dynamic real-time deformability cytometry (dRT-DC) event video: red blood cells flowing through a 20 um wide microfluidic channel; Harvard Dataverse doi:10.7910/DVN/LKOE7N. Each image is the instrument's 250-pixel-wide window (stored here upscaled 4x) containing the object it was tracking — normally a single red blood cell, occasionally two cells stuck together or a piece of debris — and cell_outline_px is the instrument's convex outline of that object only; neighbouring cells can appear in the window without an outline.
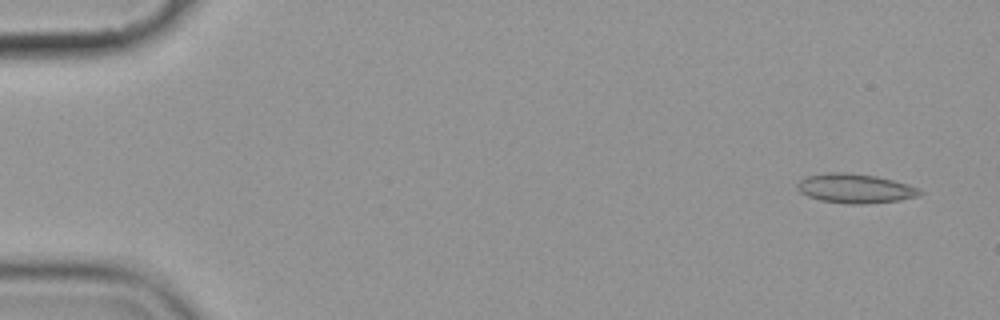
{"species": "common noctule bat (a hibernating species)", "species_latin": "Nyctalus noctula", "temperature_condition": "cold", "stored_images_in_passage": 6, "segment_of_instrument_passage": [1, 2], "camera_frame_rate_fps": 3000, "um_per_image_px": 0.085, "animal": {"sex": "female", "body_mass_g": 19.9}, "frame": {"image": 1, "passage_image": 1, "time_ms": 0.0, "image_size_px": [1000, 320], "cell_outline_px": [[924, 192], [920, 196], [900, 200], [860, 204], [848, 204], [820, 200], [808, 196], [800, 192], [796, 188], [796, 184], [800, 180], [808, 176], [828, 172], [848, 172], [876, 176], [908, 184], [920, 188]], "centroid_in_image_um": [72.71, 16.01], "position_along_channel_um": 12.3, "area_um2": 21.04}}
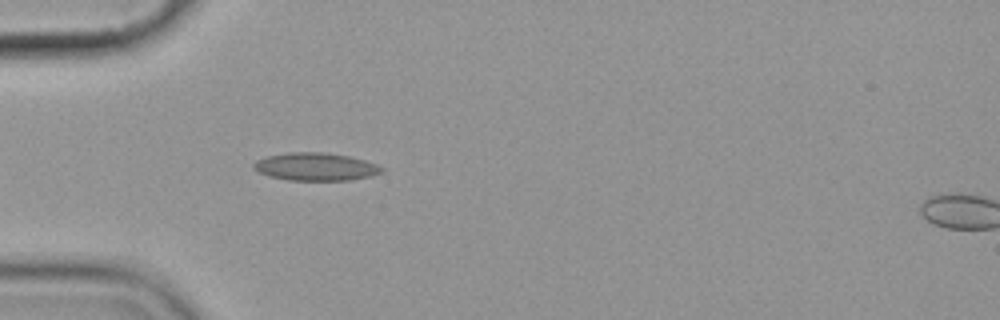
{"frame": {"image": 2, "passage_image": 5, "time_ms": 4.667, "image_size_px": [1000, 320], "cell_outline_px": [[384, 172], [372, 176], [348, 180], [288, 180], [268, 176], [252, 168], [252, 164], [256, 160], [268, 156], [288, 152], [320, 152], [348, 156], [364, 160], [376, 164], [384, 168]], "centroid_in_image_um": [26.82, 14.17], "position_along_channel_um": 58.2, "area_um2": 20.75}}